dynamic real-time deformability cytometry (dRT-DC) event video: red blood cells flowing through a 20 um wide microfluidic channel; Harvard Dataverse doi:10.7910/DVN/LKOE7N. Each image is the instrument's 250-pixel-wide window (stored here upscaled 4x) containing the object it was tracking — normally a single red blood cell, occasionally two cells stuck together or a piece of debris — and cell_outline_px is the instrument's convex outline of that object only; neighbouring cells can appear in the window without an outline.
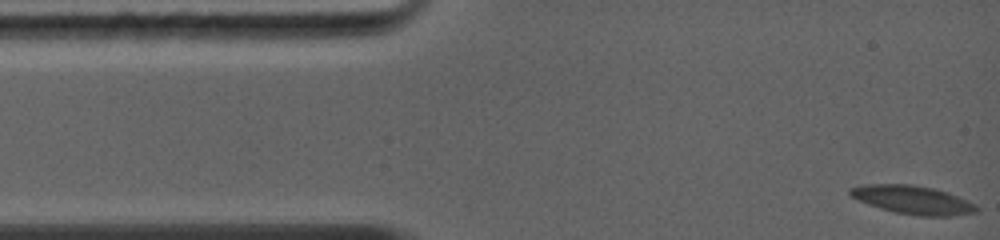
{"species": "common noctule bat (a hibernating species)", "species_latin": "Nyctalus noctula", "temperature_condition": "warm", "stored_images_in_passage": 5, "camera_frame_rate_fps": 5000, "um_per_image_px": 0.085, "animal": {"sex": "female", "body_mass_g": 19.0, "forearm_length_mm": 56.7}, "frame": {"image": 1, "passage_image": 1, "time_ms": 0.0, "image_size_px": [1000, 240], "cell_outline_px": [[980, 208], [976, 212], [948, 216], [920, 216], [896, 212], [880, 208], [868, 204], [852, 196], [848, 192], [848, 188], [864, 184], [912, 184], [932, 188], [948, 192], [976, 204]], "centroid_in_image_um": [77.59, 16.98], "position_along_channel_um": 7.4, "area_um2": 20.87}}